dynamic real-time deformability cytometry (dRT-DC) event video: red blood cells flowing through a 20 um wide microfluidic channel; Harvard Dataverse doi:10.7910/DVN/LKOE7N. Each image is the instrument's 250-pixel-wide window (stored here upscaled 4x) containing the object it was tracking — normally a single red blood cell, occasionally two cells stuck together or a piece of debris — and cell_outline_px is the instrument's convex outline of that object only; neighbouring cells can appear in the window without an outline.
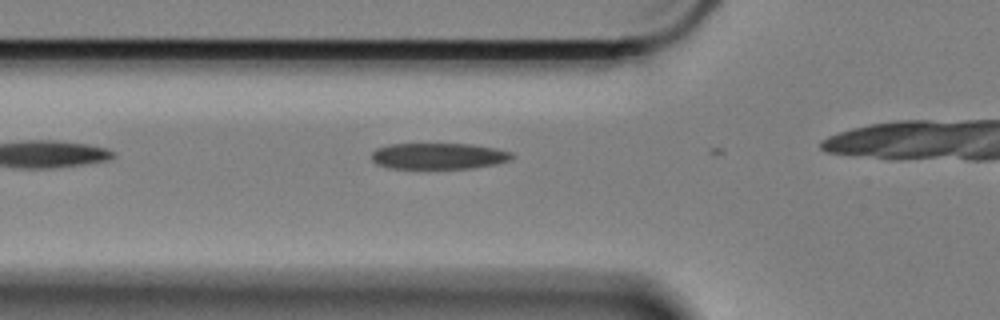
{"species": "Egyptian fruit bat (a non-hibernating species)", "species_latin": "Rousettus aegyptiacus", "temperature_condition": "cold", "stored_images_in_passage": 6, "camera_frame_rate_fps": 3000, "um_per_image_px": 0.085, "animal": {"sex": "female"}, "frame": {"image": 1, "passage_image": 2, "time_ms": 0.333, "image_size_px": [1000, 320], "cell_outline_px": [[516, 156], [508, 160], [496, 164], [472, 168], [388, 168], [376, 164], [372, 160], [372, 152], [376, 148], [388, 144], [472, 144], [496, 148], [512, 152]], "centroid_in_image_um": [37.28, 13.26], "position_along_channel_um": 88.5, "area_um2": 21.5}}